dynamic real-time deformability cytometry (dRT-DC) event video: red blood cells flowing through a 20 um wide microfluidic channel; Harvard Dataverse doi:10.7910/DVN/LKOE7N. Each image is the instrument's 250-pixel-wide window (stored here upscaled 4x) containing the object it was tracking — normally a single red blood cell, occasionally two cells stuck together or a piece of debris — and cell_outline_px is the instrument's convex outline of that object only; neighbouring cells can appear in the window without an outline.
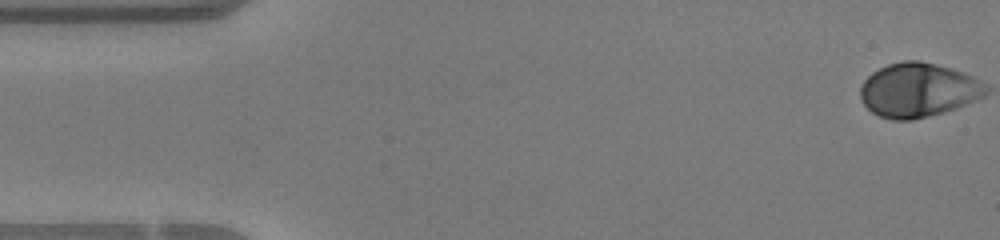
{"species": "human", "species_latin": "Homo sapiens", "temperature_condition": "warm", "stored_images_in_passage": 44, "camera_frame_rate_fps": 3000, "um_per_image_px": 0.085, "donor": {"sex": "female"}, "frame": {"image": 1, "passage_image": 1, "time_ms": 0.0, "image_size_px": [1000, 240], "cell_outline_px": [[940, 108], [932, 112], [920, 116], [884, 116], [876, 112], [864, 100], [864, 84], [876, 72], [884, 68], [896, 64], [928, 64], [936, 68]], "centroid_in_image_um": [76.8, 7.69], "position_along_channel_um": 8.2, "area_um2": 24.51}}
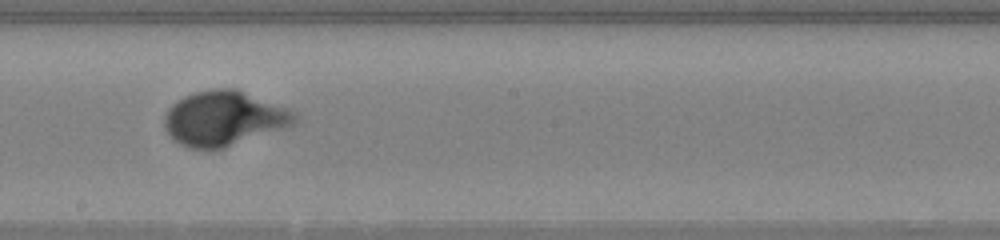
{"frame": {"image": 2, "passage_image": 24, "time_ms": 7.667, "image_size_px": [1000, 240], "cell_outline_px": [[260, 112], [256, 116], [224, 140], [216, 144], [200, 144], [188, 140], [180, 136], [176, 132], [172, 124], [172, 116], [176, 108], [200, 96], [240, 96], [256, 108]], "centroid_in_image_um": [18.04, 10.05], "position_along_channel_um": 230.2, "area_um2": 21.96}}
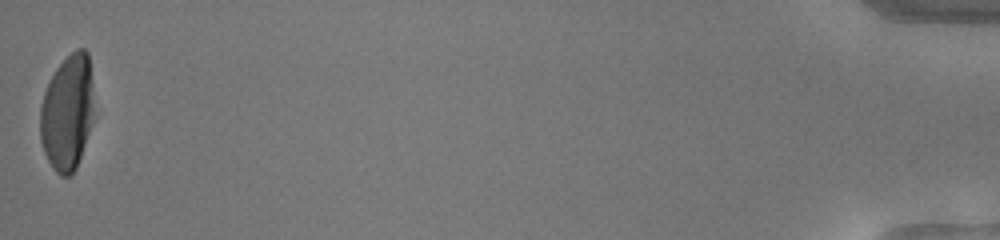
{"frame": {"image": 3, "passage_image": 44, "time_ms": 14.333, "image_size_px": [1000, 240], "cell_outline_px": [[88, 80], [84, 136], [80, 152], [76, 164], [68, 172], [64, 172], [52, 160], [44, 144], [44, 104], [80, 52], [84, 52], [88, 56]], "centroid_in_image_um": [5.73, 9.8], "position_along_channel_um": 429.5, "area_um2": 26.36}}